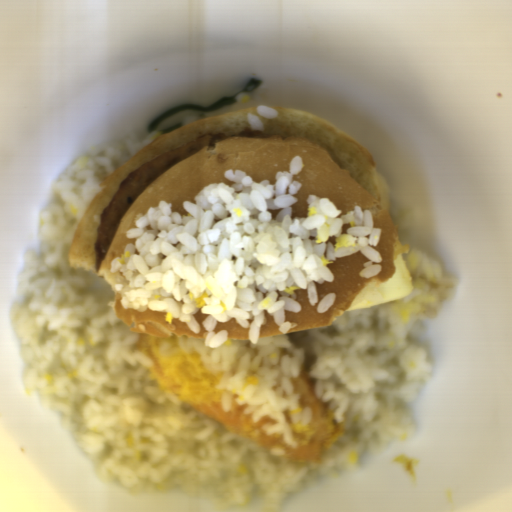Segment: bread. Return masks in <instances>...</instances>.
<instances>
[{
	"label": "bread",
	"instance_id": "bread-2",
	"mask_svg": "<svg viewBox=\"0 0 512 512\" xmlns=\"http://www.w3.org/2000/svg\"><path fill=\"white\" fill-rule=\"evenodd\" d=\"M226 330V337L229 340H248L250 339V327L244 328L241 324L238 323L237 318H231L225 322H217L214 328L212 329L213 333H218L219 331Z\"/></svg>",
	"mask_w": 512,
	"mask_h": 512
},
{
	"label": "bread",
	"instance_id": "bread-1",
	"mask_svg": "<svg viewBox=\"0 0 512 512\" xmlns=\"http://www.w3.org/2000/svg\"><path fill=\"white\" fill-rule=\"evenodd\" d=\"M257 107L249 106L210 115L163 133L137 149L112 173L82 214L71 242L67 261L69 268L97 273L113 290L112 308L116 316L134 333L160 337H194L207 339L209 332L202 322L208 313L194 314L199 332L194 333L184 322L166 311H139L124 308L122 298L128 288L124 273L111 271L115 259L122 257L129 229L137 228L134 220L158 207L160 201L171 204L180 216L188 215L184 202L196 203L194 197L208 184L222 181L226 169H238L251 175L253 181L275 183L277 171L290 172L296 155H301L302 168L295 179L301 183L290 206L291 219L309 213L308 195L329 199L345 214L354 207L372 212L374 227L381 229L376 250L381 256L382 270L374 277L360 276L371 258L361 252L330 261L334 274L330 282H315L317 298L336 294L330 308L320 312L310 304L308 289H295L298 311H285L291 328L281 332L270 312L264 318L259 338L287 333L324 329L338 321L347 306L370 284H385L396 270L398 235L393 222L389 191L382 175L359 140L324 117L293 107H278L273 117L263 119L264 126L249 128L248 116ZM226 133L227 138L201 149L180 165L168 169L145 189L118 224L114 242L100 270L95 271L93 248L99 214L108 205L123 177L148 161L168 153L203 135Z\"/></svg>",
	"mask_w": 512,
	"mask_h": 512
}]
</instances>
